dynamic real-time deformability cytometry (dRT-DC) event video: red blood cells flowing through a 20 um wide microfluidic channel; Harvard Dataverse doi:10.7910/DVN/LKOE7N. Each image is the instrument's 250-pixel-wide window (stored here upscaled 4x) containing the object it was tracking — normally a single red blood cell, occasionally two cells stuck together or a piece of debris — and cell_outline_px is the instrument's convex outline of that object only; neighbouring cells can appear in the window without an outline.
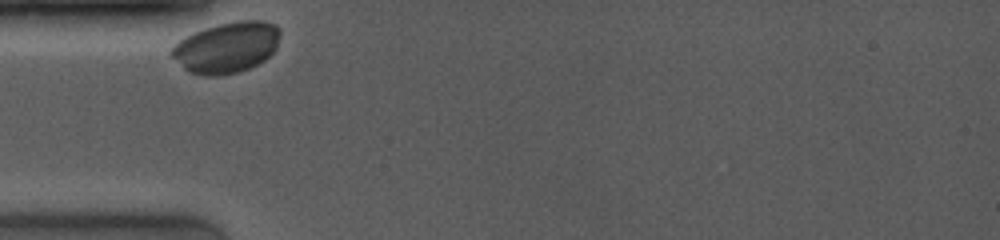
{"species": "common noctule bat (a hibernating species)", "species_latin": "Nyctalus noctula", "temperature_condition": "room temperature", "stored_images_in_passage": 4, "camera_frame_rate_fps": 4000, "um_per_image_px": 0.085, "animal": {"sex": "female", "body_mass_g": 19.0, "forearm_length_mm": 53.3}, "frame": {"image": 1, "passage_image": 1, "time_ms": 0.0, "image_size_px": [1000, 240], "cell_outline_px": [[280, 36], [276, 48], [264, 60], [240, 72], [216, 76], [208, 76], [188, 72], [168, 52], [180, 40], [204, 28], [236, 20], [264, 20], [276, 24], [280, 28]], "centroid_in_image_um": [19.29, 4.02], "position_along_channel_um": 65.7, "area_um2": 32.08}}
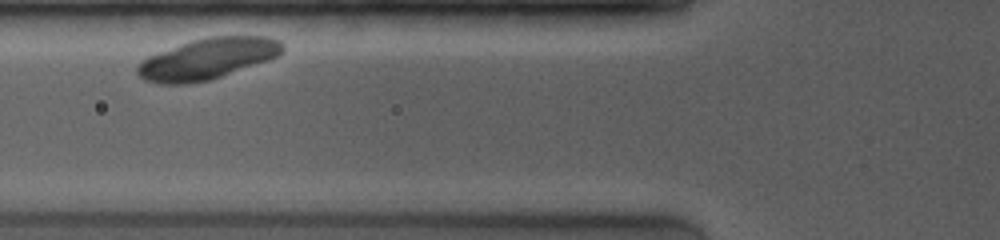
{"frame": {"image": 2, "passage_image": 3, "time_ms": 1.25, "image_size_px": [1000, 240], "cell_outline_px": [[284, 52], [268, 60], [208, 80], [188, 84], [160, 84], [144, 80], [136, 72], [136, 64], [140, 60], [148, 56], [188, 40], [204, 36], [268, 36], [280, 40], [284, 44]], "centroid_in_image_um": [17.61, 4.97], "position_along_channel_um": 108.2, "area_um2": 34.97}}